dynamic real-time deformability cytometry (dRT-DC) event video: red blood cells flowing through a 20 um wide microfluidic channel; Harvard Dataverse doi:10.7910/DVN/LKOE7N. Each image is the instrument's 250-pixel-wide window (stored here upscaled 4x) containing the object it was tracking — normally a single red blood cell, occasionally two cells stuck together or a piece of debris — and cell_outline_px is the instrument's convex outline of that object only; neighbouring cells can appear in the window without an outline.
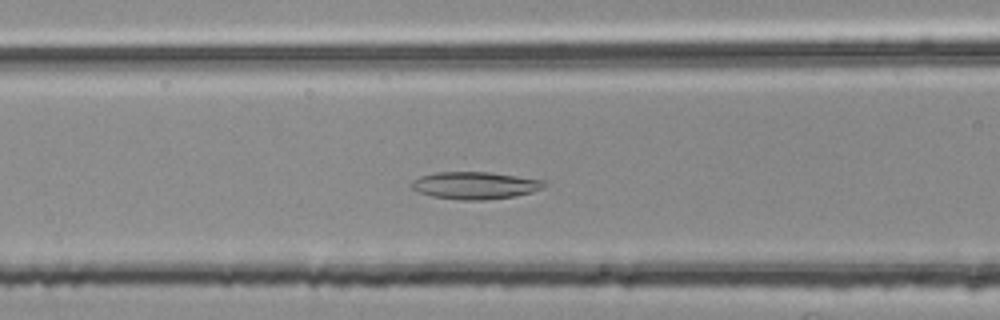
{"species": "common noctule bat (a hibernating species)", "species_latin": "Nyctalus noctula", "temperature_condition": "room temperature", "stored_images_in_passage": 41, "camera_frame_rate_fps": 3000, "um_per_image_px": 0.085, "animal": {"sex": "female", "body_mass_g": 25.1}, "frame": {"image": 1, "passage_image": 12, "time_ms": 3.667, "image_size_px": [1000, 320], "cell_outline_px": [[548, 184], [544, 188], [532, 192], [516, 196], [484, 200], [460, 200], [432, 196], [420, 192], [412, 188], [412, 180], [420, 176], [436, 172], [492, 172], [544, 180]], "centroid_in_image_um": [40.43, 15.76], "position_along_channel_um": 126.2, "area_um2": 21.21}}
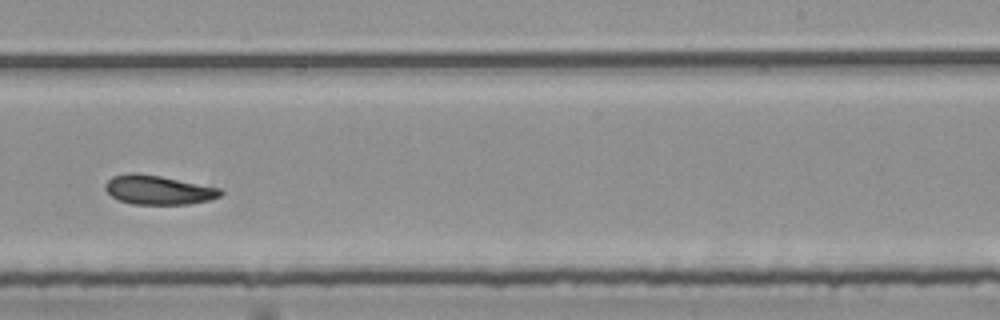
{"frame": {"image": 2, "passage_image": 24, "time_ms": 7.667, "image_size_px": [1000, 320], "cell_outline_px": [[224, 192], [220, 196], [208, 200], [188, 204], [132, 204], [120, 200], [112, 196], [104, 188], [104, 184], [112, 176], [128, 172], [136, 172], [160, 176], [220, 188]], "centroid_in_image_um": [13.42, 16.13], "position_along_channel_um": 275.6, "area_um2": 19.54}}
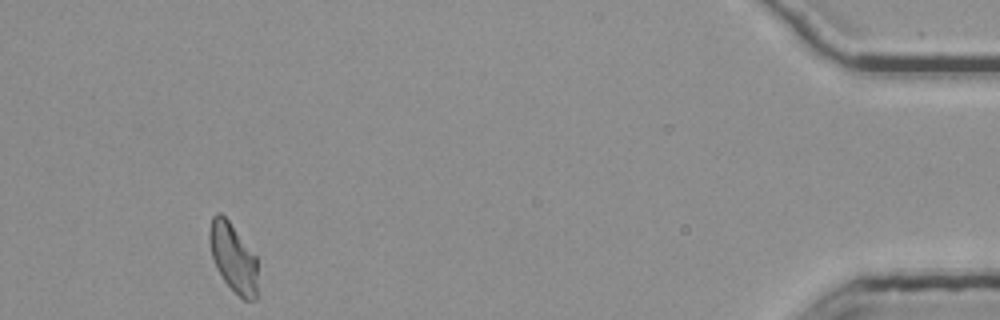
{"frame": {"image": 3, "passage_image": 41, "time_ms": 13.333, "image_size_px": [1000, 320], "cell_outline_px": [[256, 300], [244, 300], [224, 280], [216, 268], [212, 256], [208, 240], [208, 232], [212, 216], [216, 212], [220, 212], [228, 220], [256, 256]], "centroid_in_image_um": [19.78, 21.86], "position_along_channel_um": 415.4, "area_um2": 19.07}, "authors_computed_cell_mechanics": {"area_um2": 19.9988, "velocity_mm_per_s": 3.7333, "shape_relaxation_time_tau1_ms": 8.1883, "shape_relaxation_time_tau2_ms": 4.0454, "deformation_change_tau1": 0.152, "deformation_change_tau2": 0.0945}}